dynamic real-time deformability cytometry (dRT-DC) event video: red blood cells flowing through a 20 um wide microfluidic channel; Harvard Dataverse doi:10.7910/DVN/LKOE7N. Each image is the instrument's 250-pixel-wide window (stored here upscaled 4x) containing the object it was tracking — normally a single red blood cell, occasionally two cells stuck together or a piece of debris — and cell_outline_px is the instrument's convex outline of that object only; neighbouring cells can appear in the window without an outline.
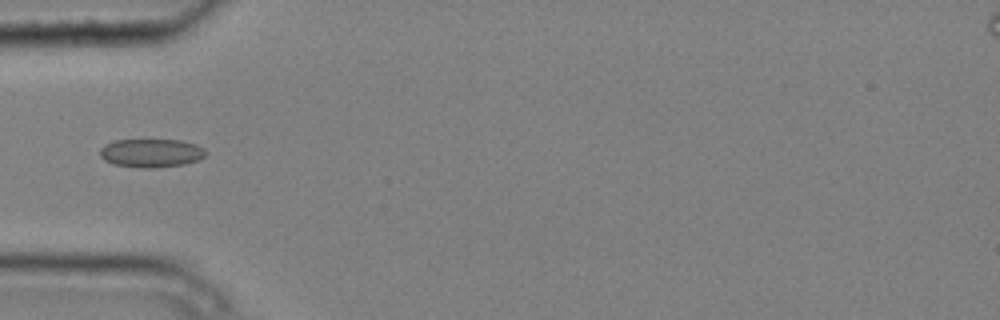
{"species": "common noctule bat (a hibernating species)", "species_latin": "Nyctalus noctula", "temperature_condition": "cold", "stored_images_in_passage": 7, "camera_frame_rate_fps": 3000, "um_per_image_px": 0.085, "animal": {"sex": "male", "body_mass_g": 20.4}, "frame": {"image": 1, "passage_image": 5, "time_ms": 1.333, "image_size_px": [1000, 320], "cell_outline_px": [[204, 156], [200, 160], [184, 164], [156, 168], [140, 168], [116, 164], [104, 160], [100, 156], [100, 148], [104, 144], [112, 140], [180, 140], [196, 144], [204, 148]], "centroid_in_image_um": [12.84, 13.0], "position_along_channel_um": 72.2, "area_um2": 17.63}}
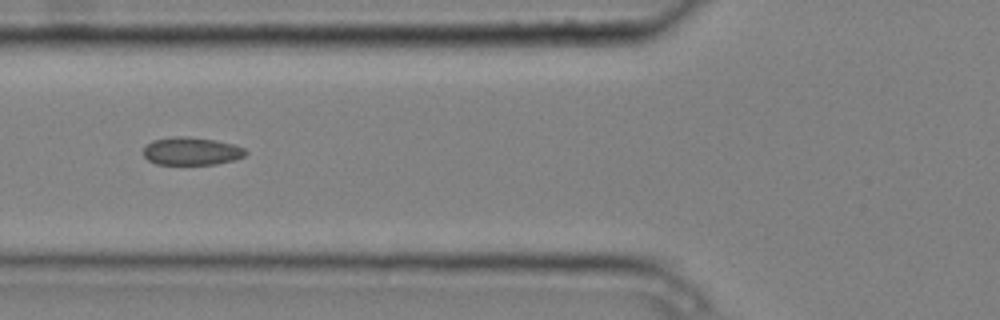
{"frame": {"image": 2, "passage_image": 6, "time_ms": 1.667, "image_size_px": [1000, 320], "cell_outline_px": [[248, 152], [244, 156], [232, 160], [216, 164], [156, 164], [148, 160], [144, 156], [144, 148], [152, 140], [172, 136], [188, 136], [216, 140], [232, 144], [244, 148]], "centroid_in_image_um": [16.26, 12.84], "position_along_channel_um": 109.5, "area_um2": 16.59}}
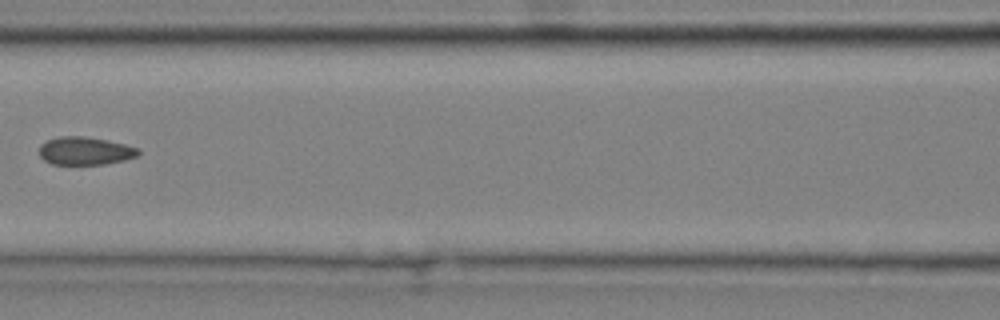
{"frame": {"image": 3, "passage_image": 7, "time_ms": 2.0, "image_size_px": [1000, 320], "cell_outline_px": [[140, 156], [124, 160], [104, 164], [52, 164], [44, 160], [40, 156], [40, 144], [56, 136], [84, 136], [108, 140], [140, 148]], "centroid_in_image_um": [7.26, 12.82], "position_along_channel_um": 159.3, "area_um2": 16.3}}